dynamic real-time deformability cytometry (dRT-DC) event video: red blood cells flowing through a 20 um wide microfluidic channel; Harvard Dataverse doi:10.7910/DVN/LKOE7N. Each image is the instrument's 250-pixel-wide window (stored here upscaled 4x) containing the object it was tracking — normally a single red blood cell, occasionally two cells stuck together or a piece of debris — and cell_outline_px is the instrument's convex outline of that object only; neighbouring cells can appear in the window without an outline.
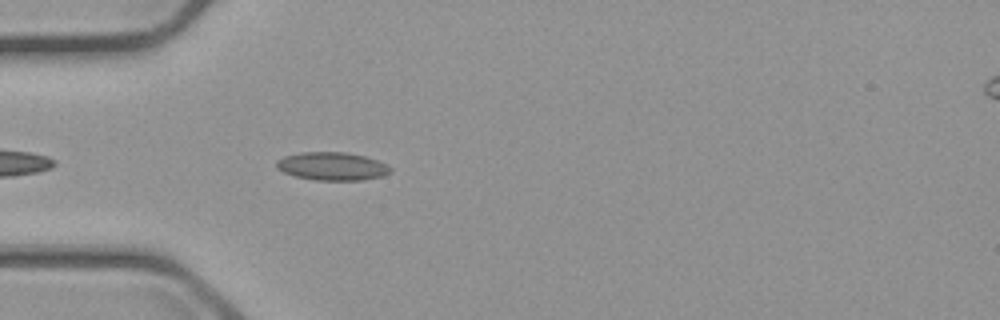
{"species": "common noctule bat (a hibernating species)", "species_latin": "Nyctalus noctula", "temperature_condition": "cold", "stored_images_in_passage": 5, "camera_frame_rate_fps": 3000, "um_per_image_px": 0.085, "animal": {"sex": "male", "body_mass_g": 23.1, "forearm_length_mm": 52.7}, "frame": {"image": 1, "passage_image": 5, "time_ms": 4.667, "image_size_px": [1000, 320], "cell_outline_px": [[392, 172], [384, 176], [364, 180], [316, 180], [296, 176], [284, 172], [276, 168], [276, 160], [284, 156], [300, 152], [344, 152], [364, 156], [388, 164], [392, 168]], "centroid_in_image_um": [28.26, 14.13], "position_along_channel_um": 56.7, "area_um2": 18.79}}